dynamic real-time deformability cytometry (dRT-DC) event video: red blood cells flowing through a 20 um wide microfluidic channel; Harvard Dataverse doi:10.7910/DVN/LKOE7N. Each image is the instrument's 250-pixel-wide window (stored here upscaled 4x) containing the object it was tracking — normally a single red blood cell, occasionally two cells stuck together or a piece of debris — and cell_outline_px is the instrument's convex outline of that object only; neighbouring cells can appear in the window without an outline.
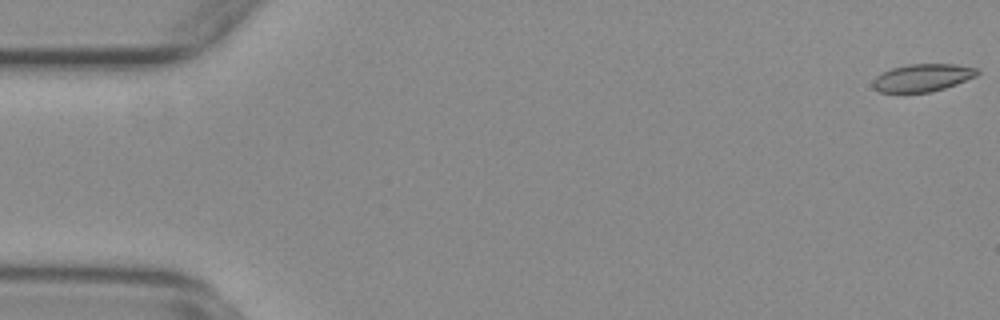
{"species": "common noctule bat (a hibernating species)", "species_latin": "Nyctalus noctula", "temperature_condition": "warm", "stored_images_in_passage": 56, "camera_frame_rate_fps": 3000, "um_per_image_px": 0.085, "animal": {"sex": "female", "body_mass_g": 29.2, "forearm_length_mm": 56.3}, "frame": {"image": 1, "passage_image": 1, "time_ms": 0.0, "image_size_px": [1000, 320], "cell_outline_px": [[980, 72], [976, 76], [956, 84], [944, 88], [928, 92], [880, 92], [872, 88], [872, 80], [876, 76], [892, 68], [908, 64], [956, 64], [976, 68]], "centroid_in_image_um": [78.39, 6.6], "position_along_channel_um": 6.6, "area_um2": 16.7}}
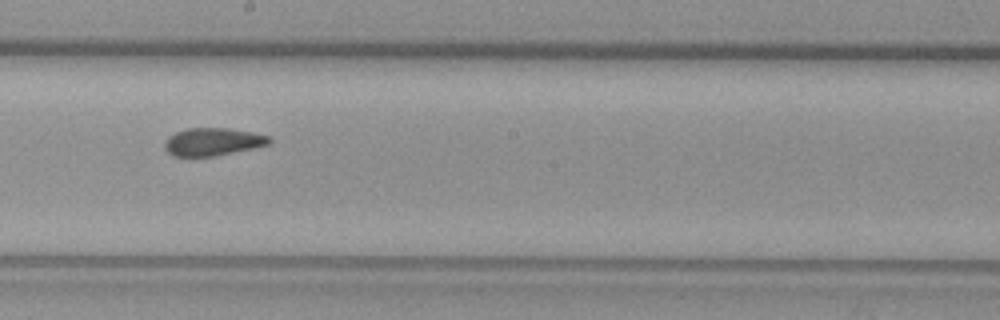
{"frame": {"image": 2, "passage_image": 31, "time_ms": 10.0, "image_size_px": [1000, 320], "cell_outline_px": [[272, 144], [256, 148], [216, 156], [172, 156], [164, 148], [164, 144], [168, 136], [176, 132], [188, 128], [228, 128], [252, 132], [268, 136], [272, 140]], "centroid_in_image_um": [18.12, 12.06], "position_along_channel_um": 230.1, "area_um2": 17.11}}
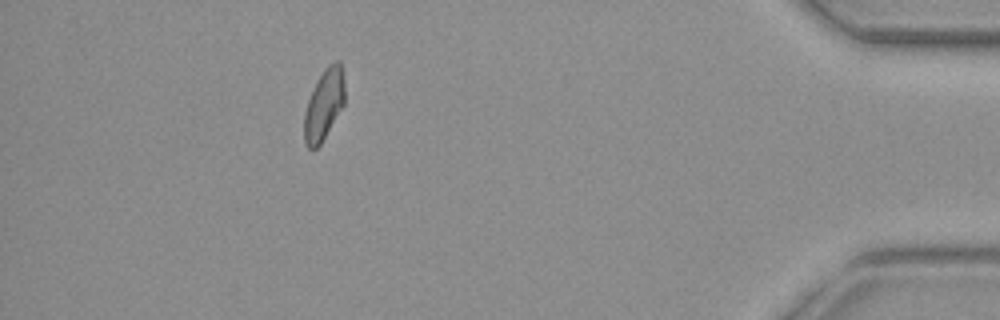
{"frame": {"image": 3, "passage_image": 50, "time_ms": 16.333, "image_size_px": [1000, 320], "cell_outline_px": [[344, 104], [320, 144], [316, 148], [308, 148], [304, 144], [304, 112], [308, 100], [324, 68], [328, 64], [336, 60], [340, 60], [344, 80]], "centroid_in_image_um": [27.53, 8.88], "position_along_channel_um": 407.7, "area_um2": 16.47}, "authors_computed_cell_mechanics": {"area_um2": 17.3689, "velocity_mm_per_s": 3.7355, "shape_relaxation_time_tau1_ms": null, "shape_relaxation_time_tau2_ms": 1.7091, "deformation_change_tau1": null, "deformation_change_tau2": 0.0694}}